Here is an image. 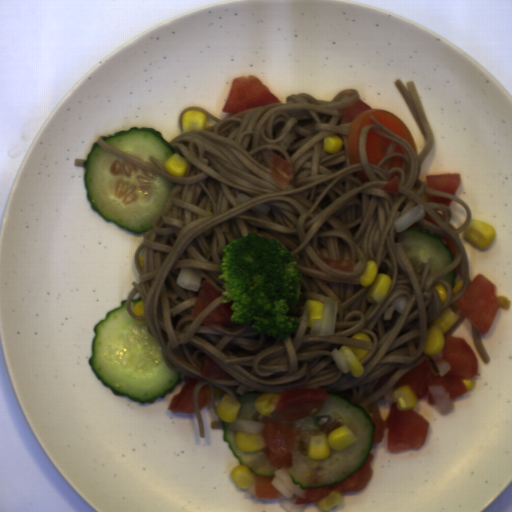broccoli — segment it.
Instances as JSON below:
<instances>
[{"mask_svg":"<svg viewBox=\"0 0 512 512\" xmlns=\"http://www.w3.org/2000/svg\"><path fill=\"white\" fill-rule=\"evenodd\" d=\"M218 268L230 322L281 339L297 331L288 312L299 302L303 276L280 240L256 233L234 239L223 247Z\"/></svg>","mask_w":512,"mask_h":512,"instance_id":"1","label":"broccoli"}]
</instances>
